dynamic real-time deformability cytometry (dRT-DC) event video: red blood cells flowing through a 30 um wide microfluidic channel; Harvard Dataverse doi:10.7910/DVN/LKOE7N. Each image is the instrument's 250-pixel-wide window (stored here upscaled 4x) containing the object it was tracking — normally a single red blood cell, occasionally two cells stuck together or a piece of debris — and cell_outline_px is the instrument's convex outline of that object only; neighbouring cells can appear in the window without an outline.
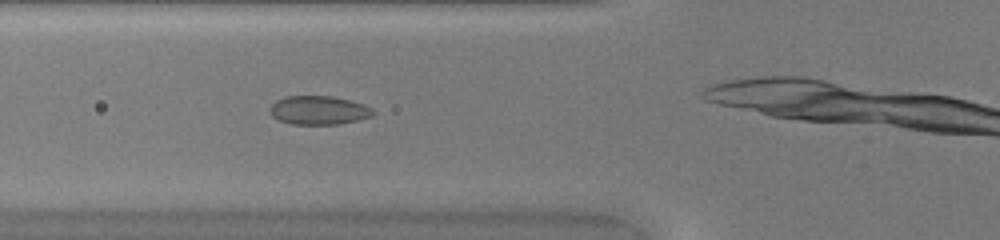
{"species": "common noctule bat (a hibernating species)", "species_latin": "Nyctalus noctula", "temperature_condition": "warm", "stored_images_in_passage": 32, "camera_frame_rate_fps": 3000, "um_per_image_px": 0.085, "animal": {"sex": "female", "body_mass_g": 20.0, "forearm_length_mm": 54.0}, "frame": {"image": 1, "passage_image": 7, "time_ms": 2.0, "image_size_px": [1000, 240], "cell_outline_px": [[376, 112], [372, 116], [356, 120], [336, 124], [292, 124], [280, 120], [272, 116], [268, 112], [268, 108], [276, 100], [288, 96], [332, 96], [364, 104], [372, 108]], "centroid_in_image_um": [27.07, 9.36], "position_along_channel_um": 98.7, "area_um2": 17.22}}
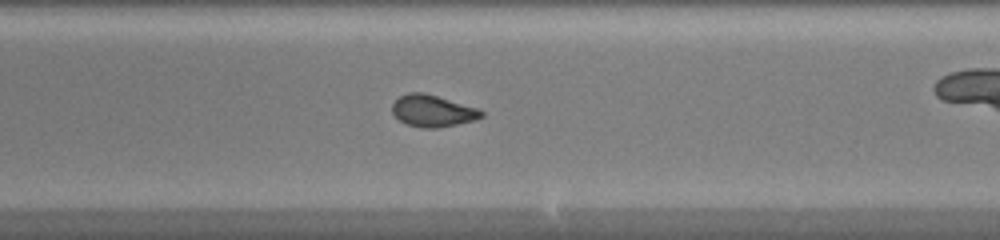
{"frame": {"image": 2, "passage_image": 18, "time_ms": 5.667, "image_size_px": [1000, 240], "cell_outline_px": [[484, 116], [476, 120], [436, 128], [424, 128], [404, 124], [392, 112], [392, 104], [400, 96], [408, 92], [424, 92], [476, 108], [484, 112]], "centroid_in_image_um": [36.76, 9.43], "position_along_channel_um": 252.2, "area_um2": 16.42}}
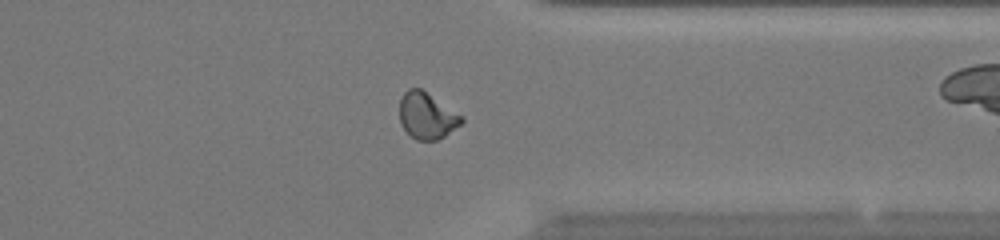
{"frame": {"image": 3, "passage_image": 27, "time_ms": 8.667, "image_size_px": [1000, 240], "cell_outline_px": [[464, 120], [460, 124], [444, 136], [436, 140], [416, 140], [400, 124], [400, 100], [404, 92], [408, 88], [420, 88], [464, 116]], "centroid_in_image_um": [36.28, 9.82], "position_along_channel_um": 375.1, "area_um2": 16.59}}